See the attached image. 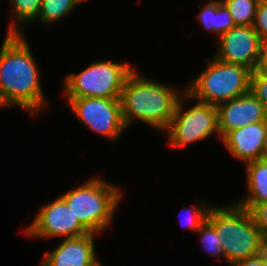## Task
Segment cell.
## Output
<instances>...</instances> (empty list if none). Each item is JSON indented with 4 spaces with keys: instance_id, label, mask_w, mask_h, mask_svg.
Returning <instances> with one entry per match:
<instances>
[{
    "instance_id": "9a60e30c",
    "label": "cell",
    "mask_w": 267,
    "mask_h": 266,
    "mask_svg": "<svg viewBox=\"0 0 267 266\" xmlns=\"http://www.w3.org/2000/svg\"><path fill=\"white\" fill-rule=\"evenodd\" d=\"M197 18L207 30L217 33L218 38L236 26L229 10L221 0L208 2Z\"/></svg>"
},
{
    "instance_id": "52a82bcc",
    "label": "cell",
    "mask_w": 267,
    "mask_h": 266,
    "mask_svg": "<svg viewBox=\"0 0 267 266\" xmlns=\"http://www.w3.org/2000/svg\"><path fill=\"white\" fill-rule=\"evenodd\" d=\"M185 98H187L186 92L181 95L174 116L165 130L168 133L169 145L180 148L209 138L213 133L220 136L217 106L198 101L183 112Z\"/></svg>"
},
{
    "instance_id": "9c48e42d",
    "label": "cell",
    "mask_w": 267,
    "mask_h": 266,
    "mask_svg": "<svg viewBox=\"0 0 267 266\" xmlns=\"http://www.w3.org/2000/svg\"><path fill=\"white\" fill-rule=\"evenodd\" d=\"M91 233L60 196L54 201L48 202L39 209L33 222L25 230V235L30 237H59L65 239L76 238Z\"/></svg>"
},
{
    "instance_id": "7402d4cb",
    "label": "cell",
    "mask_w": 267,
    "mask_h": 266,
    "mask_svg": "<svg viewBox=\"0 0 267 266\" xmlns=\"http://www.w3.org/2000/svg\"><path fill=\"white\" fill-rule=\"evenodd\" d=\"M251 92L264 105L267 111V77L253 71L251 76Z\"/></svg>"
},
{
    "instance_id": "5b68a950",
    "label": "cell",
    "mask_w": 267,
    "mask_h": 266,
    "mask_svg": "<svg viewBox=\"0 0 267 266\" xmlns=\"http://www.w3.org/2000/svg\"><path fill=\"white\" fill-rule=\"evenodd\" d=\"M121 195L120 188L114 184L93 177L61 197L71 207L75 218L97 235L110 225Z\"/></svg>"
},
{
    "instance_id": "e0dca14e",
    "label": "cell",
    "mask_w": 267,
    "mask_h": 266,
    "mask_svg": "<svg viewBox=\"0 0 267 266\" xmlns=\"http://www.w3.org/2000/svg\"><path fill=\"white\" fill-rule=\"evenodd\" d=\"M83 0H42L37 19L43 24L57 22Z\"/></svg>"
},
{
    "instance_id": "3957f363",
    "label": "cell",
    "mask_w": 267,
    "mask_h": 266,
    "mask_svg": "<svg viewBox=\"0 0 267 266\" xmlns=\"http://www.w3.org/2000/svg\"><path fill=\"white\" fill-rule=\"evenodd\" d=\"M232 205L212 206L206 220L217 232L225 261L234 266L238 261L265 251L267 243L249 210Z\"/></svg>"
},
{
    "instance_id": "cb8c5ba5",
    "label": "cell",
    "mask_w": 267,
    "mask_h": 266,
    "mask_svg": "<svg viewBox=\"0 0 267 266\" xmlns=\"http://www.w3.org/2000/svg\"><path fill=\"white\" fill-rule=\"evenodd\" d=\"M234 266H267V249L256 256L238 261Z\"/></svg>"
},
{
    "instance_id": "484cf974",
    "label": "cell",
    "mask_w": 267,
    "mask_h": 266,
    "mask_svg": "<svg viewBox=\"0 0 267 266\" xmlns=\"http://www.w3.org/2000/svg\"><path fill=\"white\" fill-rule=\"evenodd\" d=\"M260 160H263V161L267 162V132H266V135H265V139H264V144H263V149H262Z\"/></svg>"
},
{
    "instance_id": "d6986e66",
    "label": "cell",
    "mask_w": 267,
    "mask_h": 266,
    "mask_svg": "<svg viewBox=\"0 0 267 266\" xmlns=\"http://www.w3.org/2000/svg\"><path fill=\"white\" fill-rule=\"evenodd\" d=\"M196 233L201 234L200 237L203 247L209 255L224 257L217 232L207 220L200 226Z\"/></svg>"
},
{
    "instance_id": "7c38bea8",
    "label": "cell",
    "mask_w": 267,
    "mask_h": 266,
    "mask_svg": "<svg viewBox=\"0 0 267 266\" xmlns=\"http://www.w3.org/2000/svg\"><path fill=\"white\" fill-rule=\"evenodd\" d=\"M96 233L64 239L52 252L44 254L39 266H98L94 237Z\"/></svg>"
},
{
    "instance_id": "ffe728a7",
    "label": "cell",
    "mask_w": 267,
    "mask_h": 266,
    "mask_svg": "<svg viewBox=\"0 0 267 266\" xmlns=\"http://www.w3.org/2000/svg\"><path fill=\"white\" fill-rule=\"evenodd\" d=\"M198 206H194L193 208H188V215L185 212V216L180 220L182 227L184 226L185 228H190V230L197 232V230L200 228V226L206 221L208 212L211 208L210 205H207L206 203L204 204L201 203L199 205V202L197 204ZM199 207V208H198ZM186 210V211H187ZM183 212V209L181 210ZM182 214V213H181ZM184 219V220H183Z\"/></svg>"
},
{
    "instance_id": "ac0fdd59",
    "label": "cell",
    "mask_w": 267,
    "mask_h": 266,
    "mask_svg": "<svg viewBox=\"0 0 267 266\" xmlns=\"http://www.w3.org/2000/svg\"><path fill=\"white\" fill-rule=\"evenodd\" d=\"M260 0H223L236 26H253L256 9Z\"/></svg>"
},
{
    "instance_id": "6da1fadb",
    "label": "cell",
    "mask_w": 267,
    "mask_h": 266,
    "mask_svg": "<svg viewBox=\"0 0 267 266\" xmlns=\"http://www.w3.org/2000/svg\"><path fill=\"white\" fill-rule=\"evenodd\" d=\"M38 65L22 34H7L0 48V102L32 114L46 106ZM44 107V108H43Z\"/></svg>"
},
{
    "instance_id": "30bf717a",
    "label": "cell",
    "mask_w": 267,
    "mask_h": 266,
    "mask_svg": "<svg viewBox=\"0 0 267 266\" xmlns=\"http://www.w3.org/2000/svg\"><path fill=\"white\" fill-rule=\"evenodd\" d=\"M218 45L215 58L255 71L263 44L253 26H235L219 37Z\"/></svg>"
},
{
    "instance_id": "2e32d148",
    "label": "cell",
    "mask_w": 267,
    "mask_h": 266,
    "mask_svg": "<svg viewBox=\"0 0 267 266\" xmlns=\"http://www.w3.org/2000/svg\"><path fill=\"white\" fill-rule=\"evenodd\" d=\"M14 6V19L11 21L7 34H22L18 26L26 25L37 19L42 0H10ZM16 19V20H15ZM16 21V22H15ZM20 24H18V23Z\"/></svg>"
},
{
    "instance_id": "277c9868",
    "label": "cell",
    "mask_w": 267,
    "mask_h": 266,
    "mask_svg": "<svg viewBox=\"0 0 267 266\" xmlns=\"http://www.w3.org/2000/svg\"><path fill=\"white\" fill-rule=\"evenodd\" d=\"M252 70L213 58L207 68L185 89L186 99L218 106L251 91Z\"/></svg>"
},
{
    "instance_id": "ba28073f",
    "label": "cell",
    "mask_w": 267,
    "mask_h": 266,
    "mask_svg": "<svg viewBox=\"0 0 267 266\" xmlns=\"http://www.w3.org/2000/svg\"><path fill=\"white\" fill-rule=\"evenodd\" d=\"M66 100L77 119L97 134L116 141L126 128L120 99L66 97Z\"/></svg>"
},
{
    "instance_id": "4fadbf2b",
    "label": "cell",
    "mask_w": 267,
    "mask_h": 266,
    "mask_svg": "<svg viewBox=\"0 0 267 266\" xmlns=\"http://www.w3.org/2000/svg\"><path fill=\"white\" fill-rule=\"evenodd\" d=\"M266 132L267 121L257 122L230 131L222 141L236 159L248 163L260 159Z\"/></svg>"
},
{
    "instance_id": "603a6c76",
    "label": "cell",
    "mask_w": 267,
    "mask_h": 266,
    "mask_svg": "<svg viewBox=\"0 0 267 266\" xmlns=\"http://www.w3.org/2000/svg\"><path fill=\"white\" fill-rule=\"evenodd\" d=\"M255 225L267 239V202L255 204L249 210Z\"/></svg>"
},
{
    "instance_id": "5bb4252c",
    "label": "cell",
    "mask_w": 267,
    "mask_h": 266,
    "mask_svg": "<svg viewBox=\"0 0 267 266\" xmlns=\"http://www.w3.org/2000/svg\"><path fill=\"white\" fill-rule=\"evenodd\" d=\"M246 167L248 195L235 204L250 210L255 204L267 202V162L258 159L246 163Z\"/></svg>"
},
{
    "instance_id": "7a4b0ae2",
    "label": "cell",
    "mask_w": 267,
    "mask_h": 266,
    "mask_svg": "<svg viewBox=\"0 0 267 266\" xmlns=\"http://www.w3.org/2000/svg\"><path fill=\"white\" fill-rule=\"evenodd\" d=\"M177 92L166 84L140 76L134 71L127 77L120 95L125 126L138 119L165 131L174 116L176 105L185 90Z\"/></svg>"
},
{
    "instance_id": "8992f818",
    "label": "cell",
    "mask_w": 267,
    "mask_h": 266,
    "mask_svg": "<svg viewBox=\"0 0 267 266\" xmlns=\"http://www.w3.org/2000/svg\"><path fill=\"white\" fill-rule=\"evenodd\" d=\"M134 71L128 63L96 61L79 74L65 78V97L120 99L127 77Z\"/></svg>"
},
{
    "instance_id": "44dd1931",
    "label": "cell",
    "mask_w": 267,
    "mask_h": 266,
    "mask_svg": "<svg viewBox=\"0 0 267 266\" xmlns=\"http://www.w3.org/2000/svg\"><path fill=\"white\" fill-rule=\"evenodd\" d=\"M253 28L262 44H267V0H260L256 9Z\"/></svg>"
},
{
    "instance_id": "d4e9b609",
    "label": "cell",
    "mask_w": 267,
    "mask_h": 266,
    "mask_svg": "<svg viewBox=\"0 0 267 266\" xmlns=\"http://www.w3.org/2000/svg\"><path fill=\"white\" fill-rule=\"evenodd\" d=\"M255 71L267 77V44H263Z\"/></svg>"
},
{
    "instance_id": "8fae6325",
    "label": "cell",
    "mask_w": 267,
    "mask_h": 266,
    "mask_svg": "<svg viewBox=\"0 0 267 266\" xmlns=\"http://www.w3.org/2000/svg\"><path fill=\"white\" fill-rule=\"evenodd\" d=\"M220 137L248 124L267 121L264 105L250 91L217 106Z\"/></svg>"
}]
</instances>
